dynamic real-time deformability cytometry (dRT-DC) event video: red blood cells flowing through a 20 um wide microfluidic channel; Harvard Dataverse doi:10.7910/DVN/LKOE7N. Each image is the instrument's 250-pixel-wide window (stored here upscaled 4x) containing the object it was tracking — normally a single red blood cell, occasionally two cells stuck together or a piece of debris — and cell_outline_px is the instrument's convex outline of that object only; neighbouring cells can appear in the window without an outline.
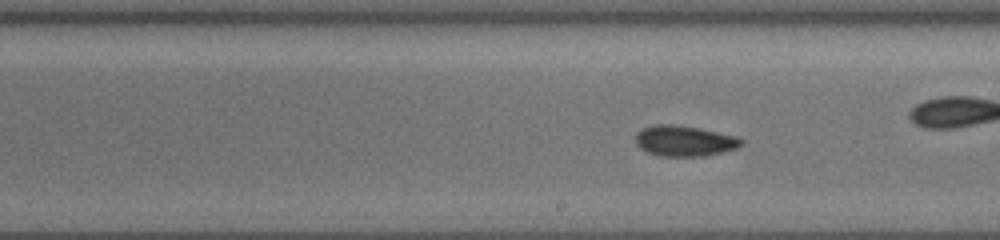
{"species": "common noctule bat (a hibernating species)", "species_latin": "Nyctalus noctula", "temperature_condition": "cold", "stored_images_in_passage": 57, "camera_frame_rate_fps": 3000, "um_per_image_px": 0.085, "animal": {"sex": "female", "body_mass_g": 19.5, "forearm_length_mm": 54.1}, "frame": {"image": 1, "passage_image": 24, "time_ms": 6.0, "image_size_px": [1000, 240], "cell_outline_px": [[744, 144], [736, 148], [704, 156], [660, 156], [648, 152], [640, 148], [636, 144], [636, 132], [640, 128], [652, 124], [672, 124], [696, 128], [736, 136], [744, 140]], "centroid_in_image_um": [58.13, 11.97], "position_along_channel_um": 230.9, "area_um2": 18.84}, "authors_computed_cell_mechanics": {"area_um2": 18.1492, "velocity_mm_per_s": 3.8171, "shape_relaxation_time_tau1_ms": 3.2115, "shape_relaxation_time_tau2_ms": 2.4289, "deformation_change_tau1": 0.1093, "deformation_change_tau2": 0.0783}}